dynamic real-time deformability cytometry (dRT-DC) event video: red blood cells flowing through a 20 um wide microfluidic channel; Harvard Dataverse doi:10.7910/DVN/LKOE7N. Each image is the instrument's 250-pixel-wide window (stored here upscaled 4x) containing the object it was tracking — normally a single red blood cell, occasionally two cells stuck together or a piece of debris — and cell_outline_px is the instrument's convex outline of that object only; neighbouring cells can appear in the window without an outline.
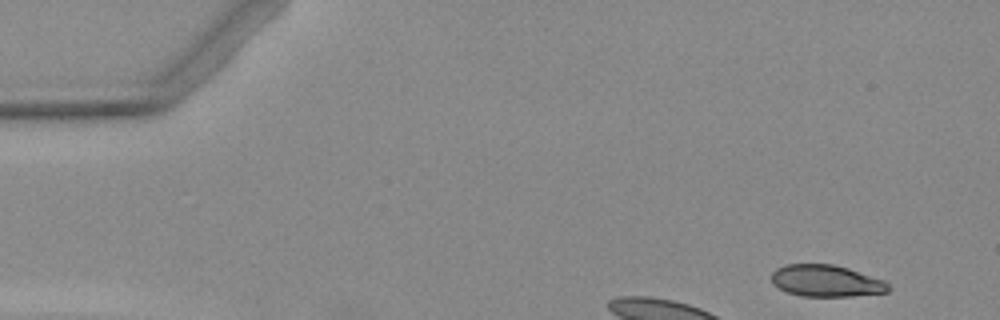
{"species": "Egyptian fruit bat (a non-hibernating species)", "species_latin": "Rousettus aegyptiacus", "temperature_condition": "warm", "stored_images_in_passage": 3, "camera_frame_rate_fps": 3000, "um_per_image_px": 0.085, "animal": {"sex": "female"}, "frame": {"image": 1, "passage_image": 1, "time_ms": 0.0, "image_size_px": [1000, 320], "cell_outline_px": [[888, 292], [848, 296], [800, 296], [788, 292], [772, 284], [772, 272], [776, 268], [784, 264], [832, 264], [848, 268], [884, 280], [888, 284]], "centroid_in_image_um": [70.19, 23.86], "position_along_channel_um": 14.8, "area_um2": 21.5}}